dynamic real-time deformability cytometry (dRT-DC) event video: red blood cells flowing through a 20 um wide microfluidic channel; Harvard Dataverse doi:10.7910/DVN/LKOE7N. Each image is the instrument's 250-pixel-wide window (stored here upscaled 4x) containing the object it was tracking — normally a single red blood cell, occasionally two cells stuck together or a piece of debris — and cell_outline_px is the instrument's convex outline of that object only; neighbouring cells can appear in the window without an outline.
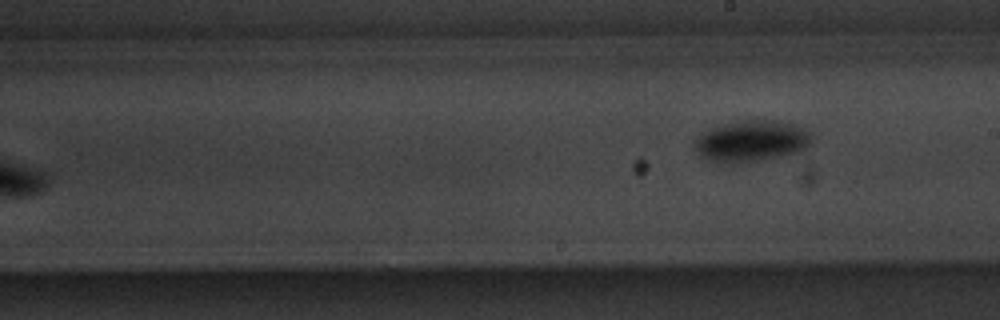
{"species": "common noctule bat (a hibernating species)", "species_latin": "Nyctalus noctula", "temperature_condition": "warm", "stored_images_in_passage": 16, "camera_frame_rate_fps": 3000, "um_per_image_px": 0.085, "animal": {"sex": "male", "body_mass_g": 20.1, "forearm_length_mm": 53.5}, "frame": {"image": 1, "passage_image": 10, "time_ms": 11.333, "image_size_px": [1000, 320], "cell_outline_px": [[812, 140], [804, 148], [796, 152], [784, 156], [760, 160], [732, 164], [708, 160], [700, 156], [692, 144], [704, 132], [712, 128], [724, 124], [744, 120], [776, 120], [796, 124], [804, 128], [808, 132]], "centroid_in_image_um": [63.86, 11.99], "position_along_channel_um": 225.1, "area_um2": 28.03}}
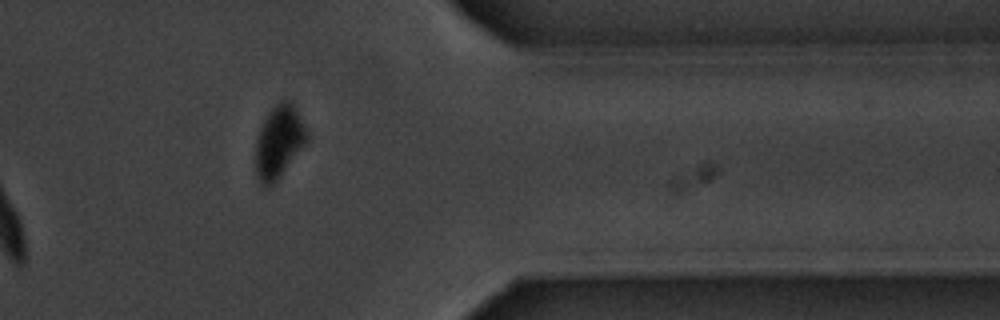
{"frame": {"image": 2, "passage_image": 14, "time_ms": 16.333, "image_size_px": [1000, 320], "cell_outline_px": [[308, 140], [280, 176], [268, 188], [260, 188], [256, 180], [256, 140], [260, 128], [268, 112], [280, 100], [288, 100], [292, 104], [308, 136]], "centroid_in_image_um": [23.65, 12.13], "position_along_channel_um": 387.8, "area_um2": 21.33}}